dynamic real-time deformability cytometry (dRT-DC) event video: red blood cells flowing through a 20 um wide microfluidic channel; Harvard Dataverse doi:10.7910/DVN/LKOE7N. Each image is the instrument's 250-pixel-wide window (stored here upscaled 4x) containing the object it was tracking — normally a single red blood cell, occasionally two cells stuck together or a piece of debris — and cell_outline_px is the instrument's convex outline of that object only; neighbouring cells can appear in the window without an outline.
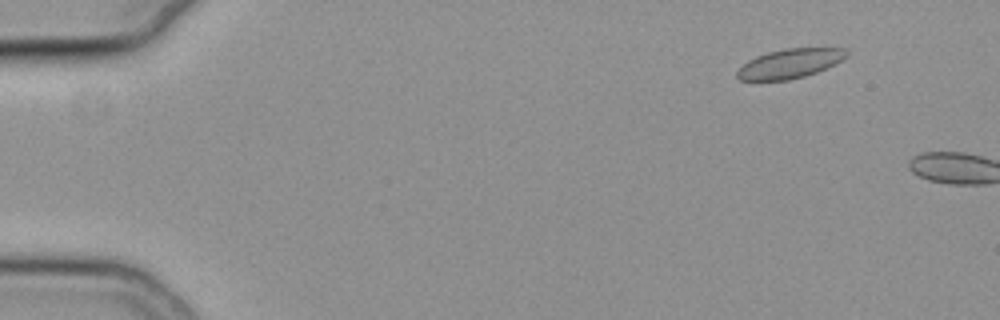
{"species": "common noctule bat (a hibernating species)", "species_latin": "Nyctalus noctula", "temperature_condition": "cold", "stored_images_in_passage": 15, "camera_frame_rate_fps": 3000, "um_per_image_px": 0.085, "animal": {"sex": "female", "body_mass_g": 19.3, "forearm_length_mm": 54.1}, "frame": {"image": 1, "passage_image": 6, "time_ms": 1.667, "image_size_px": [1000, 320], "cell_outline_px": [[848, 56], [828, 68], [804, 76], [788, 80], [740, 80], [736, 76], [736, 72], [748, 60], [756, 56], [768, 52], [784, 48], [844, 48], [848, 52]], "centroid_in_image_um": [67.15, 5.39], "position_along_channel_um": 17.9, "area_um2": 18.67}}